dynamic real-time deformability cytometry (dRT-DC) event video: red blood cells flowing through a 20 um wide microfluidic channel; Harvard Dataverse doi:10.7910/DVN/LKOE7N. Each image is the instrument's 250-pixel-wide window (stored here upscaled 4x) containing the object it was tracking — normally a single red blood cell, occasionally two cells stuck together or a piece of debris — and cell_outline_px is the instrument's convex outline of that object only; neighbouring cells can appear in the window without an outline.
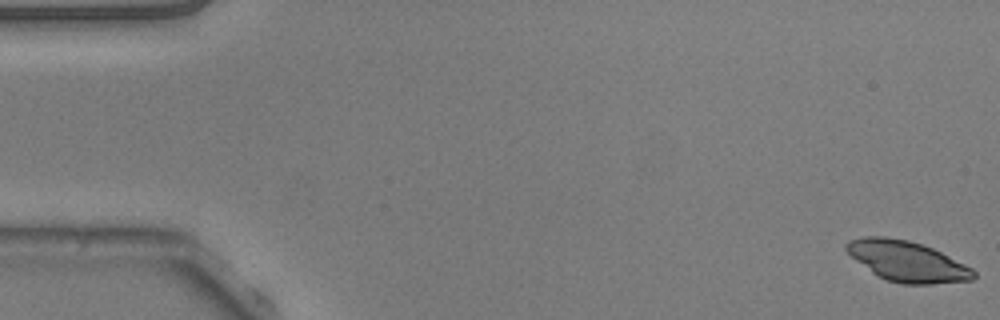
{"species": "common noctule bat (a hibernating species)", "species_latin": "Nyctalus noctula", "temperature_condition": "warm", "stored_images_in_passage": 5, "camera_frame_rate_fps": 3000, "um_per_image_px": 0.085, "animal": {"sex": "male", "body_mass_g": 20.5, "forearm_length_mm": 52.5}, "frame": {"image": 1, "passage_image": 1, "time_ms": 0.0, "image_size_px": [1000, 320], "cell_outline_px": [[976, 276], [972, 280], [932, 284], [900, 284], [876, 276], [856, 260], [844, 248], [844, 244], [848, 240], [864, 236], [884, 236], [908, 240], [932, 248], [972, 268], [976, 272]], "centroid_in_image_um": [77.08, 22.21], "position_along_channel_um": 7.9, "area_um2": 29.94}}